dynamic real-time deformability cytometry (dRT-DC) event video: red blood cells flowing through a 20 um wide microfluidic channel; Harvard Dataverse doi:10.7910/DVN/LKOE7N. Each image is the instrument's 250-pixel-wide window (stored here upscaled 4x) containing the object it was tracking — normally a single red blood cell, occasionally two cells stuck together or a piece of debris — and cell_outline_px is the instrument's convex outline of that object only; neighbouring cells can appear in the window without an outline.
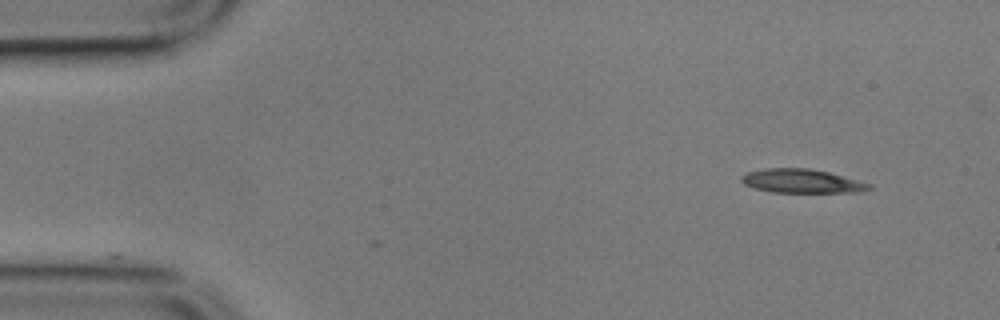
{"species": "common noctule bat (a hibernating species)", "species_latin": "Nyctalus noctula", "temperature_condition": "cold", "stored_images_in_passage": 39, "camera_frame_rate_fps": 3000, "um_per_image_px": 0.085, "animal": {"sex": "male", "body_mass_g": 17.9}, "frame": {"image": 1, "passage_image": 1, "time_ms": 0.0, "image_size_px": [1000, 320], "cell_outline_px": [[872, 188], [860, 192], [772, 192], [756, 188], [744, 184], [740, 180], [740, 176], [748, 172], [764, 168], [808, 168], [828, 172], [872, 184]], "centroid_in_image_um": [68.14, 15.39], "position_along_channel_um": 16.9, "area_um2": 17.63}}
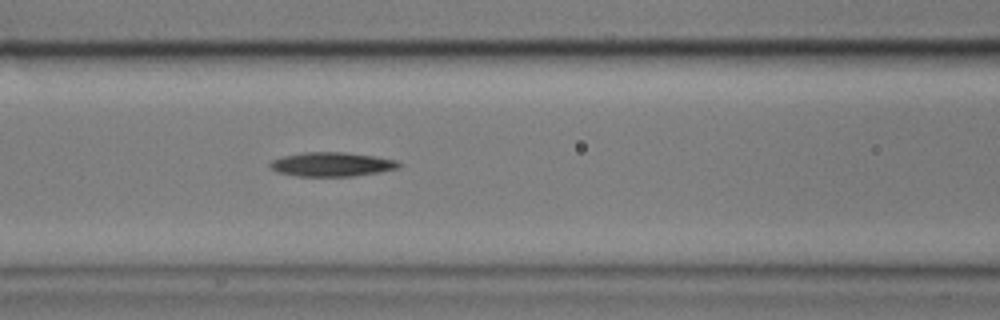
{"frame": {"image": 2, "passage_image": 19, "time_ms": 6.0, "image_size_px": [1000, 320], "cell_outline_px": [[404, 164], [400, 168], [380, 172], [352, 176], [296, 176], [276, 172], [268, 168], [268, 164], [272, 160], [284, 156], [304, 152], [344, 152], [376, 156], [396, 160]], "centroid_in_image_um": [28.21, 13.97], "position_along_channel_um": 138.4, "area_um2": 18.38}}
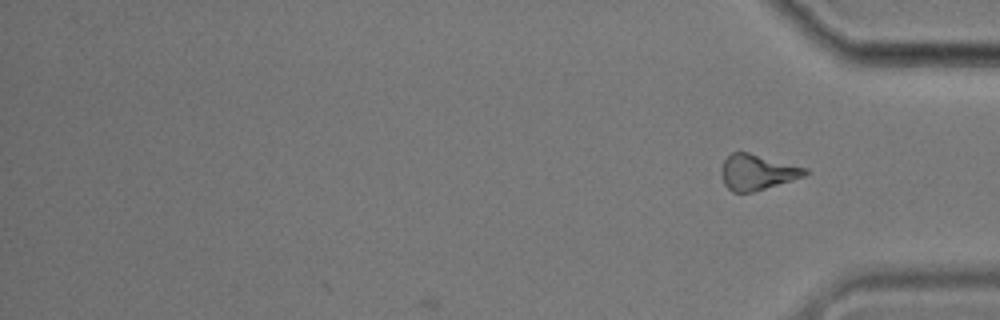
{"frame": {"image": 3, "passage_image": 39, "time_ms": 12.667, "image_size_px": [1000, 320], "cell_outline_px": [[808, 172], [804, 176], [792, 180], [752, 192], [732, 192], [724, 184], [720, 176], [720, 168], [724, 160], [732, 152], [748, 152], [808, 168]], "centroid_in_image_um": [64.32, 14.63], "position_along_channel_um": 370.9, "area_um2": 17.34}, "authors_computed_cell_mechanics": {"area_um2": 18.1492, "velocity_mm_per_s": 3.5186, "shape_relaxation_time_tau1_ms": 6.5283, "shape_relaxation_time_tau2_ms": null, "deformation_change_tau1": 0.1232, "deformation_change_tau2": null}}